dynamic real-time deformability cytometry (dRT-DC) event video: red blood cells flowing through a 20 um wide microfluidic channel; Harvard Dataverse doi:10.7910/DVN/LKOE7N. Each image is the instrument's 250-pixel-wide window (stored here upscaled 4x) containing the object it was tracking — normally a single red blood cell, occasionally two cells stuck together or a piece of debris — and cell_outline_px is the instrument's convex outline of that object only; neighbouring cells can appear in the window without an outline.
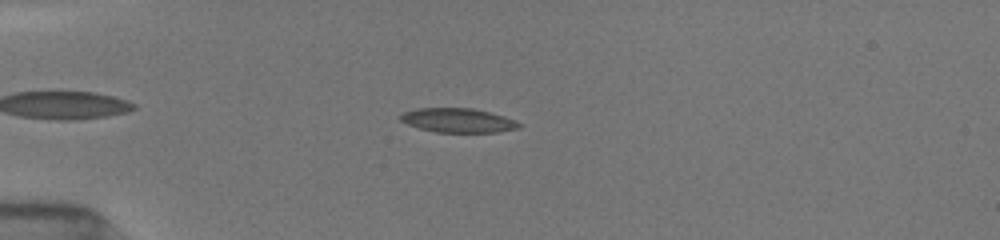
{"species": "common noctule bat (a hibernating species)", "species_latin": "Nyctalus noctula", "temperature_condition": "room temperature", "stored_images_in_passage": 14, "camera_frame_rate_fps": 3000, "um_per_image_px": 0.085, "animal": {"sex": "female", "body_mass_g": 19.5, "forearm_length_mm": 54.1}, "frame": {"image": 1, "passage_image": 7, "time_ms": 2.667, "image_size_px": [1000, 240], "cell_outline_px": [[520, 124], [516, 128], [496, 132], [436, 132], [420, 128], [408, 124], [400, 120], [400, 116], [404, 112], [416, 108], [472, 108], [504, 116]], "centroid_in_image_um": [38.87, 10.22], "position_along_channel_um": 46.1, "area_um2": 16.36}}
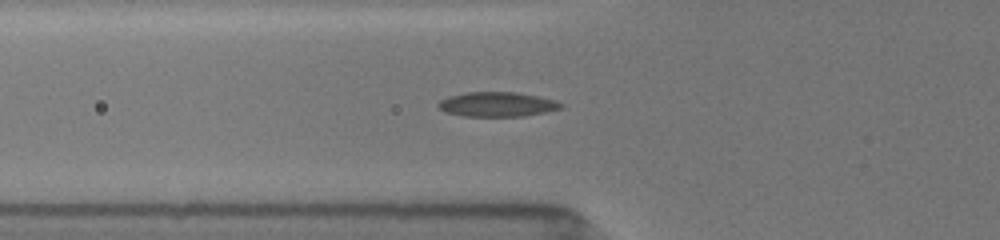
{"frame": {"image": 2, "passage_image": 11, "time_ms": 4.333, "image_size_px": [1000, 240], "cell_outline_px": [[564, 104], [560, 108], [544, 112], [524, 116], [464, 116], [448, 112], [440, 108], [436, 104], [440, 100], [448, 96], [464, 92], [516, 92], [536, 96], [552, 100]], "centroid_in_image_um": [42.21, 8.86], "position_along_channel_um": 83.6, "area_um2": 17.34}}
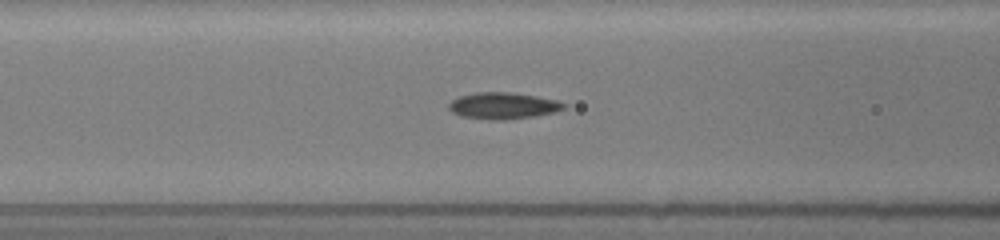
{"frame": {"image": 3, "passage_image": 13, "time_ms": 5.333, "image_size_px": [1000, 240], "cell_outline_px": [[568, 104], [564, 108], [552, 112], [536, 116], [504, 120], [496, 120], [464, 116], [452, 112], [448, 108], [448, 104], [452, 100], [460, 96], [476, 92], [512, 92], [536, 96], [556, 100]], "centroid_in_image_um": [42.77, 8.98], "position_along_channel_um": 123.8, "area_um2": 17.63}}